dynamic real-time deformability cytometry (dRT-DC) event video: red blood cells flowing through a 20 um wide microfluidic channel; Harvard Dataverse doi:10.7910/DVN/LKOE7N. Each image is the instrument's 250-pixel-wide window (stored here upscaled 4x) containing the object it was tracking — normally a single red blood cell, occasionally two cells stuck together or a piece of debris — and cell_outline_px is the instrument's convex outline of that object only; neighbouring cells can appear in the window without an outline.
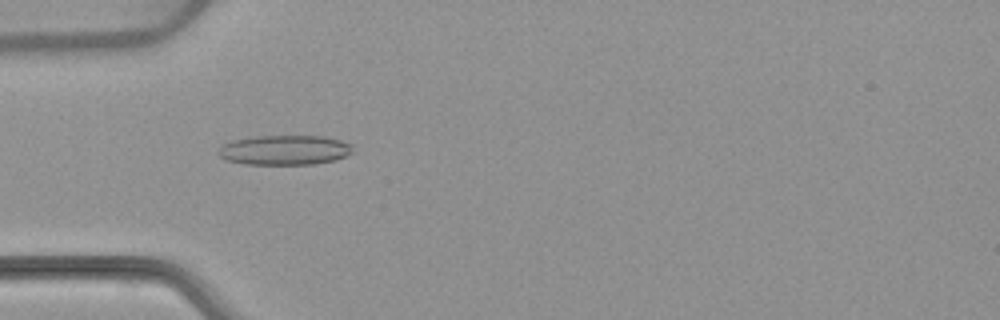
{"species": "common noctule bat (a hibernating species)", "species_latin": "Nyctalus noctula", "temperature_condition": "warm", "stored_images_in_passage": 54, "camera_frame_rate_fps": 3000, "um_per_image_px": 0.085, "animal": {"sex": "female", "body_mass_g": 22.7, "forearm_length_mm": 54.2}, "frame": {"image": 1, "passage_image": 17, "time_ms": 5.333, "image_size_px": [1000, 320], "cell_outline_px": [[352, 152], [336, 160], [312, 164], [244, 164], [228, 160], [220, 156], [216, 152], [224, 144], [232, 140], [256, 136], [324, 136], [340, 140], [352, 144]], "centroid_in_image_um": [24.19, 12.75], "position_along_channel_um": 60.8, "area_um2": 23.24}}
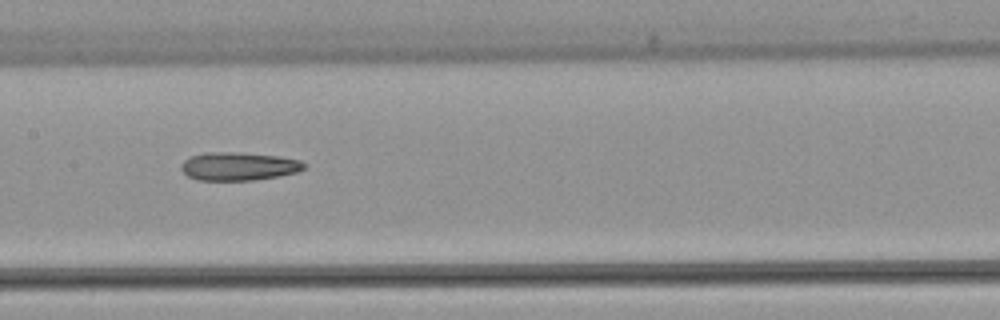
{"frame": {"image": 2, "passage_image": 27, "time_ms": 8.667, "image_size_px": [1000, 320], "cell_outline_px": [[304, 168], [296, 172], [276, 176], [252, 180], [196, 180], [188, 176], [180, 168], [180, 164], [184, 160], [192, 156], [204, 152], [236, 152], [276, 156], [300, 160], [304, 164]], "centroid_in_image_um": [20.22, 14.13], "position_along_channel_um": 187.2, "area_um2": 20.0}}
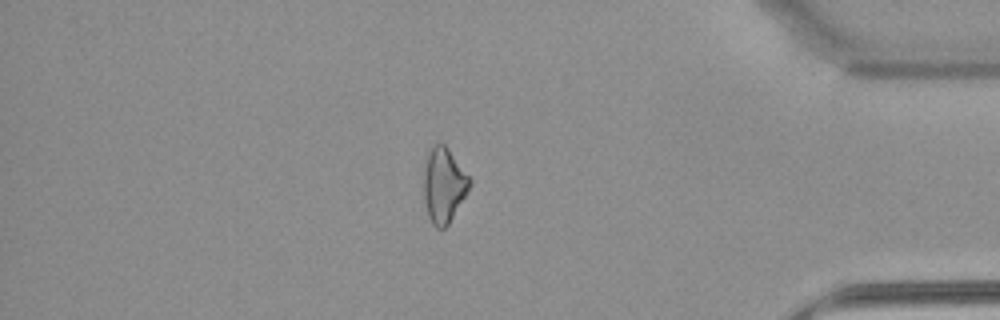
{"frame": {"image": 3, "passage_image": 46, "time_ms": 15.0, "image_size_px": [1000, 320], "cell_outline_px": [[472, 184], [448, 224], [444, 228], [436, 228], [432, 224], [428, 216], [424, 200], [424, 172], [428, 148], [432, 144], [444, 144], [448, 148], [472, 180]], "centroid_in_image_um": [37.71, 15.72], "position_along_channel_um": 397.5, "area_um2": 20.0}, "authors_computed_cell_mechanics": {"area_um2": 21.097, "velocity_mm_per_s": 3.8544, "shape_relaxation_time_tau1_ms": null, "shape_relaxation_time_tau2_ms": 4.3058, "deformation_change_tau1": null, "deformation_change_tau2": 0.1544}}